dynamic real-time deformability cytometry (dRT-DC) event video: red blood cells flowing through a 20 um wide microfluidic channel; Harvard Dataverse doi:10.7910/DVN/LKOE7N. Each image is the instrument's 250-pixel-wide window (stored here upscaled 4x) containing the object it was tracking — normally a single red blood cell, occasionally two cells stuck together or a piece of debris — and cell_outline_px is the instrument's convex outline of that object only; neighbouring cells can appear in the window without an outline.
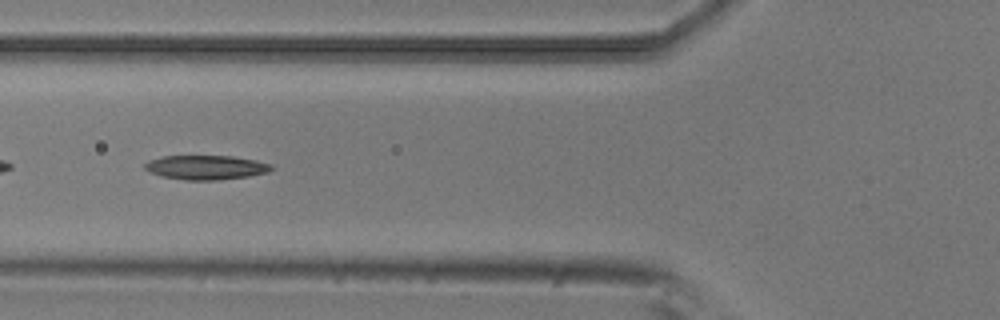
{"species": "common noctule bat (a hibernating species)", "species_latin": "Nyctalus noctula", "temperature_condition": "room temperature", "stored_images_in_passage": 40, "camera_frame_rate_fps": 3000, "um_per_image_px": 0.085, "animal": {"sex": "male", "body_mass_g": 20.5, "forearm_length_mm": 52.5}, "frame": {"image": 1, "passage_image": 7, "time_ms": 2.0, "image_size_px": [1000, 320], "cell_outline_px": [[276, 168], [268, 172], [248, 176], [220, 180], [184, 180], [160, 176], [144, 168], [144, 164], [148, 160], [164, 156], [232, 156], [256, 160], [272, 164]], "centroid_in_image_um": [17.54, 14.23], "position_along_channel_um": 108.3, "area_um2": 18.03}}
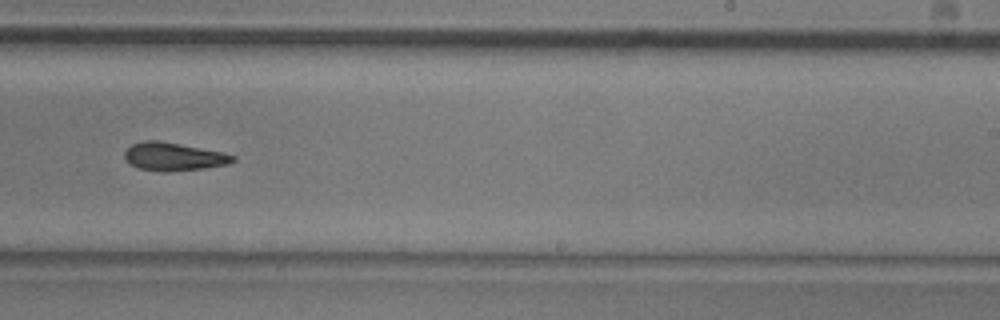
{"frame": {"image": 2, "passage_image": 20, "time_ms": 6.333, "image_size_px": [1000, 320], "cell_outline_px": [[236, 160], [228, 164], [204, 168], [168, 172], [164, 172], [140, 168], [128, 164], [124, 156], [124, 152], [132, 144], [144, 140], [156, 140], [224, 152], [236, 156]], "centroid_in_image_um": [14.76, 13.32], "position_along_channel_um": 274.2, "area_um2": 17.74}}
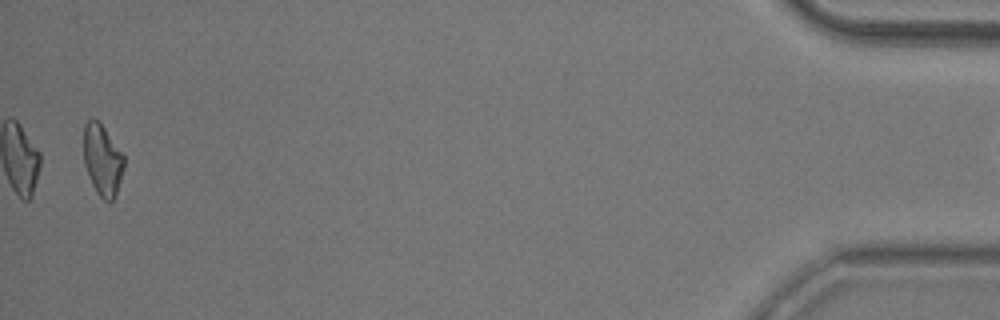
{"frame": {"image": 3, "passage_image": 39, "time_ms": 12.667, "image_size_px": [1000, 320], "cell_outline_px": [[124, 168], [116, 196], [112, 200], [104, 200], [96, 192], [92, 184], [84, 164], [84, 124], [92, 116], [100, 120], [124, 156]], "centroid_in_image_um": [8.7, 13.55], "position_along_channel_um": 426.5, "area_um2": 16.94}}